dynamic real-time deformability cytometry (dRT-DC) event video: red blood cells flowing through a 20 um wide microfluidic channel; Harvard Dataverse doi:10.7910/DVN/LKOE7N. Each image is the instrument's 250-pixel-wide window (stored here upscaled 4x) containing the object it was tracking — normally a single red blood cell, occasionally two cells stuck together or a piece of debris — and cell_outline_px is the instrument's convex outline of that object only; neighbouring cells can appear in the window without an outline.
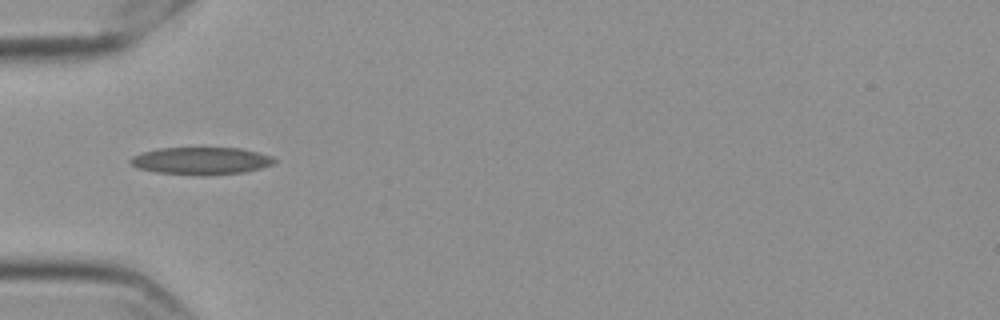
{"species": "Egyptian fruit bat (a non-hibernating species)", "species_latin": "Rousettus aegyptiacus", "temperature_condition": "cold", "stored_images_in_passage": 39, "camera_frame_rate_fps": 3000, "um_per_image_px": 0.085, "frame": {"image": 1, "passage_image": 1, "time_ms": 0.0, "image_size_px": [1000, 320], "cell_outline_px": [[276, 160], [272, 164], [260, 168], [244, 172], [204, 176], [200, 176], [156, 172], [136, 168], [128, 164], [128, 160], [132, 156], [140, 152], [160, 148], [240, 148], [272, 156]], "centroid_in_image_um": [17.01, 13.68], "position_along_channel_um": 68.0, "area_um2": 23.18}}
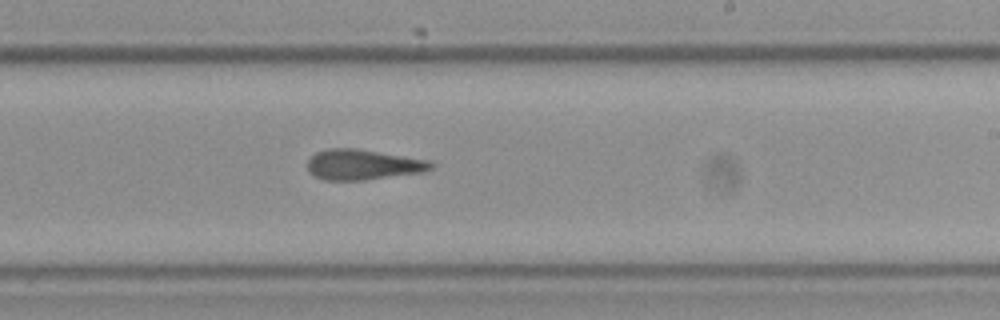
{"frame": {"image": 2, "passage_image": 17, "time_ms": 5.333, "image_size_px": [1000, 320], "cell_outline_px": [[436, 164], [432, 168], [424, 172], [364, 180], [324, 180], [308, 172], [308, 160], [316, 152], [328, 148], [356, 148], [432, 160]], "centroid_in_image_um": [30.9, 13.99], "position_along_channel_um": 258.1, "area_um2": 22.08}}
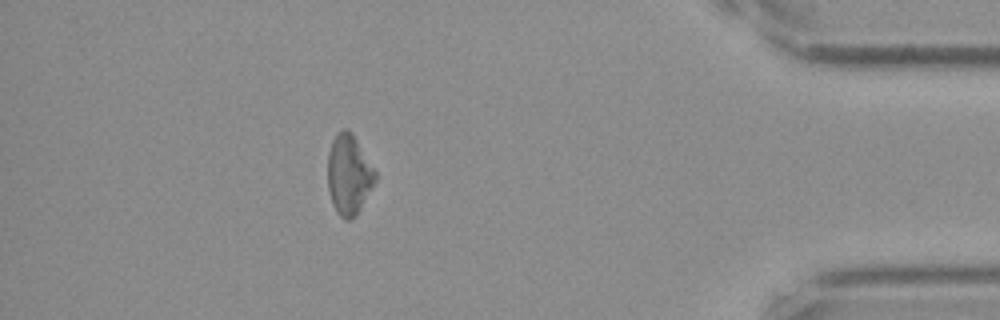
{"frame": {"image": 3, "passage_image": 33, "time_ms": 10.667, "image_size_px": [1000, 320], "cell_outline_px": [[376, 180], [360, 208], [348, 220], [344, 220], [336, 212], [332, 204], [328, 188], [328, 152], [332, 140], [336, 132], [344, 128], [348, 128], [352, 132], [376, 172]], "centroid_in_image_um": [29.63, 14.8], "position_along_channel_um": 405.6, "area_um2": 22.02}, "authors_computed_cell_mechanics": {"area_um2": 22.1374, "velocity_mm_per_s": 3.5694, "shape_relaxation_time_tau1_ms": null, "shape_relaxation_time_tau2_ms": 4.9643, "deformation_change_tau1": null, "deformation_change_tau2": 0.1419}}